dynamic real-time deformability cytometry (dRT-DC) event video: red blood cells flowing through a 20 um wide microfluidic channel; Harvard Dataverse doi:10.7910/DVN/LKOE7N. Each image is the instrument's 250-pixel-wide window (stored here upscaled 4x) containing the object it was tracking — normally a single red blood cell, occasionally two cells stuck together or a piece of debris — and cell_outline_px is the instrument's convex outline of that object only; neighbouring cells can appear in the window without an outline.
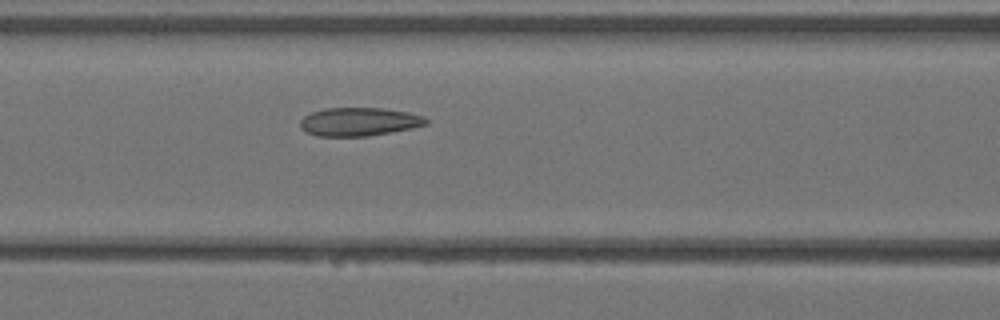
{"species": "Egyptian fruit bat (a non-hibernating species)", "species_latin": "Rousettus aegyptiacus", "temperature_condition": "warm", "stored_images_in_passage": 4, "camera_frame_rate_fps": 3000, "um_per_image_px": 0.085, "animal": {"sex": "female"}, "frame": {"image": 1, "passage_image": 4, "time_ms": 1.0, "image_size_px": [1000, 320], "cell_outline_px": [[428, 124], [412, 128], [392, 132], [368, 136], [316, 136], [300, 128], [300, 120], [304, 116], [312, 112], [324, 108], [384, 108], [408, 112], [424, 116], [428, 120]], "centroid_in_image_um": [30.53, 10.34], "position_along_channel_um": 136.1, "area_um2": 20.92}}